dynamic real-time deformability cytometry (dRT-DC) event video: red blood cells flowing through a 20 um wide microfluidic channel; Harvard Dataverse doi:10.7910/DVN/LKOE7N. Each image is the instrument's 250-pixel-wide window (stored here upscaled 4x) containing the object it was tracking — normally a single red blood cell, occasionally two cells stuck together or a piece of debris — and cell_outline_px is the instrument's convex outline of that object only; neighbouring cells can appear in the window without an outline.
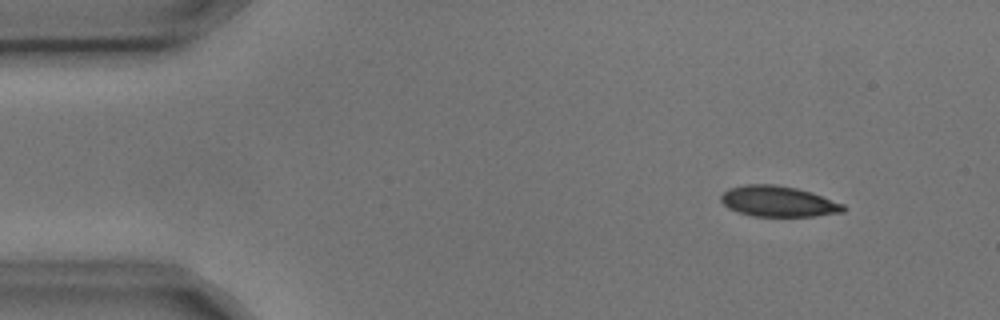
{"species": "common noctule bat (a hibernating species)", "species_latin": "Nyctalus noctula", "temperature_condition": "cold", "stored_images_in_passage": 9, "camera_frame_rate_fps": 3000, "um_per_image_px": 0.085, "animal": {"sex": "male", "body_mass_g": 17.9, "forearm_length_mm": 54.2}, "frame": {"image": 1, "passage_image": 1, "time_ms": 0.0, "image_size_px": [1000, 320], "cell_outline_px": [[848, 208], [844, 212], [816, 216], [752, 216], [728, 208], [720, 200], [720, 196], [728, 188], [744, 184], [776, 184], [796, 188], [812, 192], [844, 204]], "centroid_in_image_um": [66.17, 17.11], "position_along_channel_um": 18.8, "area_um2": 22.08}}
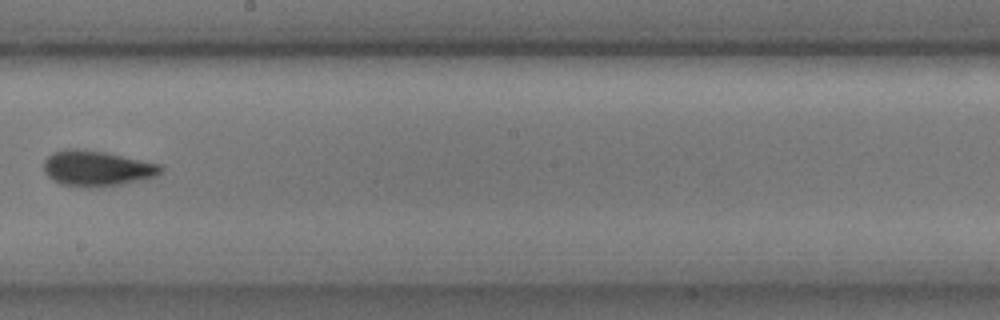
{"frame": {"image": 2, "passage_image": 8, "time_ms": 2.333, "image_size_px": [1000, 320], "cell_outline_px": [[164, 172], [156, 176], [140, 180], [120, 184], [96, 188], [88, 188], [60, 184], [52, 180], [44, 172], [44, 160], [52, 152], [64, 148], [76, 148], [104, 152], [164, 164]], "centroid_in_image_um": [8.25, 14.31], "position_along_channel_um": 239.9, "area_um2": 24.68}}
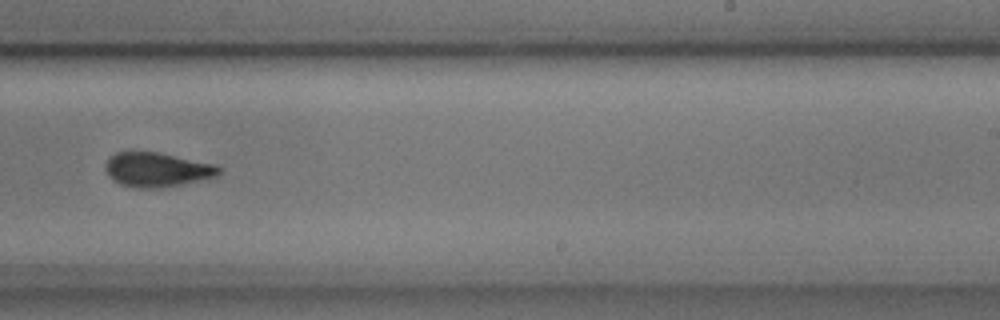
{"frame": {"image": 3, "passage_image": 9, "time_ms": 2.667, "image_size_px": [1000, 320], "cell_outline_px": [[224, 168], [216, 176], [180, 184], [156, 188], [140, 188], [120, 184], [112, 180], [104, 168], [104, 164], [116, 152], [128, 148], [132, 148], [160, 152], [212, 164]], "centroid_in_image_um": [13.26, 14.36], "position_along_channel_um": 275.7, "area_um2": 23.12}}